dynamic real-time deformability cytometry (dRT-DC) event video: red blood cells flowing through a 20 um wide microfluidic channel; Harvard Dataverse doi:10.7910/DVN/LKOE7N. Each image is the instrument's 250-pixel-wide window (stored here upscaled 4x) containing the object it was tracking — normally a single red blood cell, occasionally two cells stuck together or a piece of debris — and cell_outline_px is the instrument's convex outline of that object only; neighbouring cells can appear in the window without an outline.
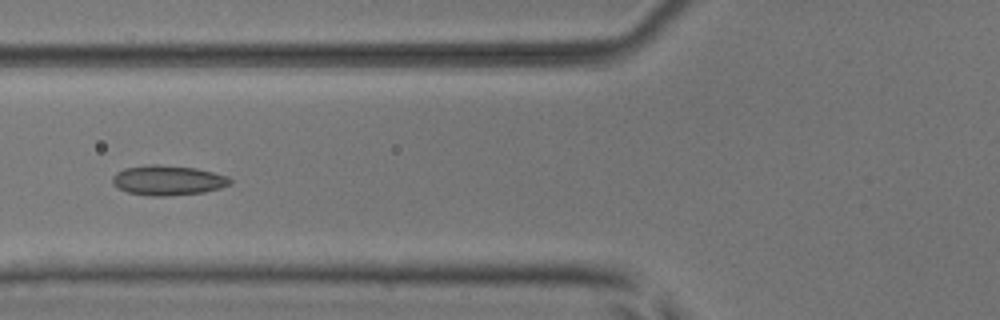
{"species": "common noctule bat (a hibernating species)", "species_latin": "Nyctalus noctula", "temperature_condition": "room temperature", "stored_images_in_passage": 5, "camera_frame_rate_fps": 3000, "um_per_image_px": 0.085, "animal": {"sex": "male", "body_mass_g": 17.9, "forearm_length_mm": 54.2}, "frame": {"image": 1, "passage_image": 4, "time_ms": 1.0, "image_size_px": [1000, 320], "cell_outline_px": [[232, 184], [220, 188], [204, 192], [168, 196], [152, 196], [128, 192], [112, 184], [112, 176], [116, 172], [124, 168], [148, 164], [160, 164], [196, 168], [228, 176], [232, 180]], "centroid_in_image_um": [14.27, 15.31], "position_along_channel_um": 111.5, "area_um2": 20.63}}
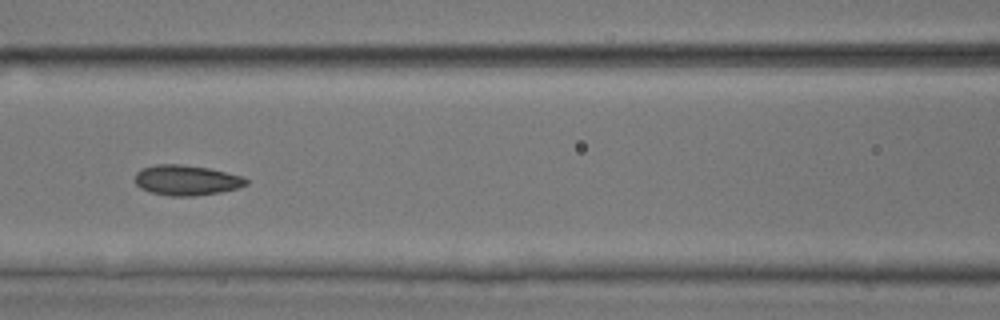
{"frame": {"image": 2, "passage_image": 5, "time_ms": 1.333, "image_size_px": [1000, 320], "cell_outline_px": [[248, 184], [236, 188], [220, 192], [192, 196], [172, 196], [152, 192], [140, 188], [136, 184], [136, 172], [140, 168], [156, 164], [180, 164], [208, 168], [244, 176], [248, 180]], "centroid_in_image_um": [15.85, 15.3], "position_along_channel_um": 150.8, "area_um2": 19.54}}